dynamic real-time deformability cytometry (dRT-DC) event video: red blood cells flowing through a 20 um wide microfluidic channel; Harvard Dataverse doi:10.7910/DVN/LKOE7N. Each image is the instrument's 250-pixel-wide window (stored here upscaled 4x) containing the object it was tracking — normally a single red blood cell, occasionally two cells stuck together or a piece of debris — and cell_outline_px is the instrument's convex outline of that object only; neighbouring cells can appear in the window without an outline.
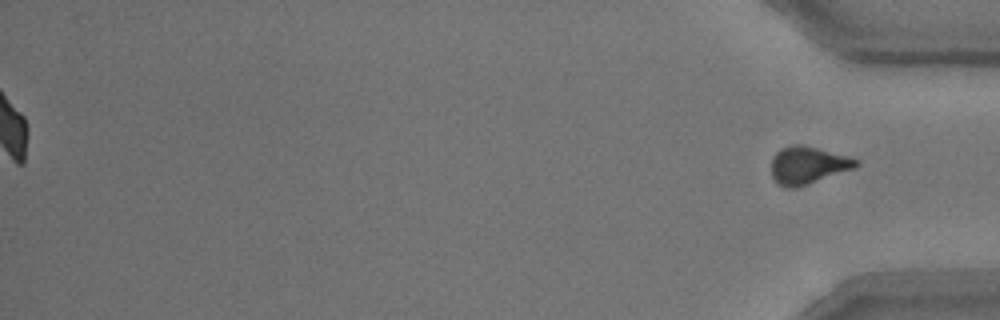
{"species": "common noctule bat (a hibernating species)", "species_latin": "Nyctalus noctula", "temperature_condition": "room temperature", "stored_images_in_passage": 54, "segment_of_instrument_passage": [2, 2], "camera_frame_rate_fps": 3000, "um_per_image_px": 0.085, "animal": {"sex": "male", "body_mass_g": 15.6}, "frame": {"image": 1, "passage_image": 54, "time_ms": 17.667, "image_size_px": [1000, 320], "cell_outline_px": [[860, 164], [856, 168], [796, 188], [784, 188], [772, 176], [772, 160], [776, 152], [780, 148], [792, 144], [804, 144], [848, 156], [860, 160]], "centroid_in_image_um": [68.7, 14.03], "position_along_channel_um": 366.5, "area_um2": 18.67}}